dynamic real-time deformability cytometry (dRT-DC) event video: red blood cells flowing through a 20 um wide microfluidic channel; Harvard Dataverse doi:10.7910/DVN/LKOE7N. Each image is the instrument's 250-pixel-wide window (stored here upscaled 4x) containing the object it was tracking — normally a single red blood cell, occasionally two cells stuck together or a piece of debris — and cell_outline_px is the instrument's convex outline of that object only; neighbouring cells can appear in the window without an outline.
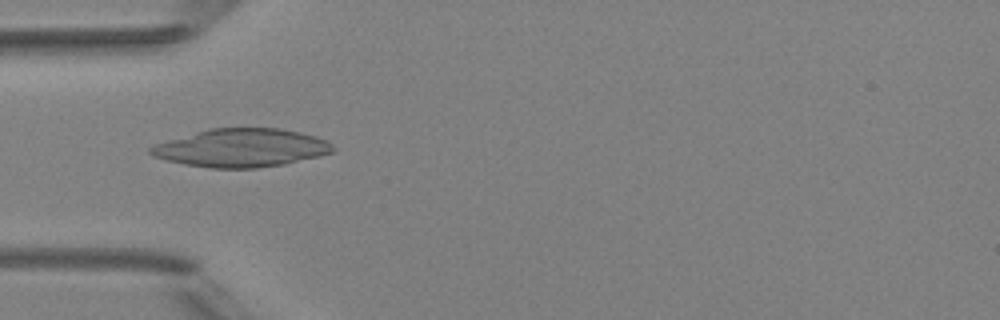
{"species": "Egyptian fruit bat (a non-hibernating species)", "species_latin": "Rousettus aegyptiacus", "temperature_condition": "room temperature", "stored_images_in_passage": 7, "camera_frame_rate_fps": 3000, "um_per_image_px": 0.085, "animal": {"sex": "female"}, "frame": {"image": 1, "passage_image": 5, "time_ms": 4.667, "image_size_px": [1000, 320], "cell_outline_px": [[336, 148], [332, 152], [320, 156], [284, 164], [256, 168], [208, 168], [184, 164], [152, 156], [148, 152], [148, 148], [156, 144], [168, 140], [208, 128], [280, 128], [300, 132], [316, 136], [332, 144]], "centroid_in_image_um": [20.52, 12.57], "position_along_channel_um": 64.5, "area_um2": 40.63}}
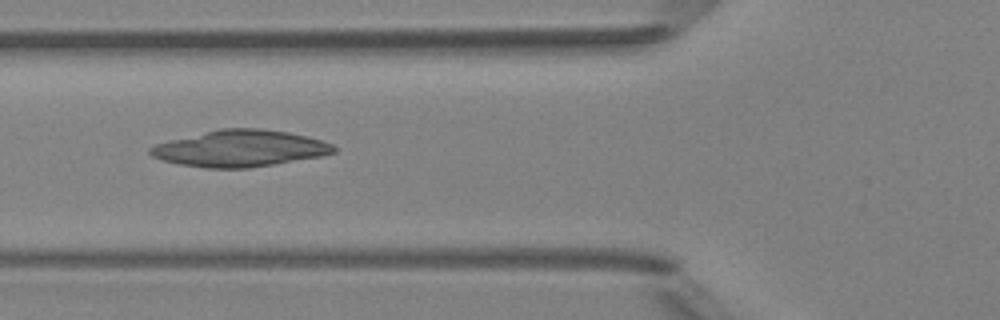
{"frame": {"image": 2, "passage_image": 6, "time_ms": 5.667, "image_size_px": [1000, 320], "cell_outline_px": [[336, 152], [324, 156], [248, 168], [204, 168], [180, 164], [160, 160], [152, 156], [148, 152], [148, 148], [156, 144], [220, 128], [260, 128], [288, 132], [308, 136], [324, 140], [332, 144], [336, 148]], "centroid_in_image_um": [20.44, 12.62], "position_along_channel_um": 105.4, "area_um2": 39.13}}
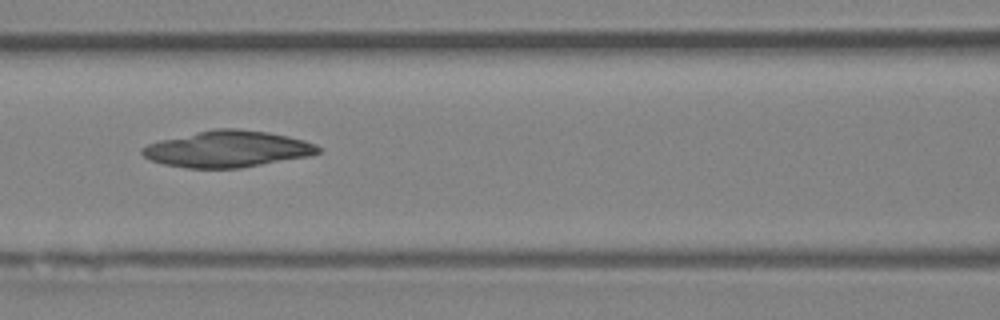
{"frame": {"image": 3, "passage_image": 7, "time_ms": 6.667, "image_size_px": [1000, 320], "cell_outline_px": [[320, 152], [308, 156], [240, 168], [188, 168], [164, 164], [152, 160], [144, 156], [140, 152], [140, 148], [148, 144], [160, 140], [196, 132], [216, 128], [236, 128], [264, 132], [288, 136], [304, 140], [316, 144], [320, 148]], "centroid_in_image_um": [19.32, 12.66], "position_along_channel_um": 147.3, "area_um2": 37.05}}